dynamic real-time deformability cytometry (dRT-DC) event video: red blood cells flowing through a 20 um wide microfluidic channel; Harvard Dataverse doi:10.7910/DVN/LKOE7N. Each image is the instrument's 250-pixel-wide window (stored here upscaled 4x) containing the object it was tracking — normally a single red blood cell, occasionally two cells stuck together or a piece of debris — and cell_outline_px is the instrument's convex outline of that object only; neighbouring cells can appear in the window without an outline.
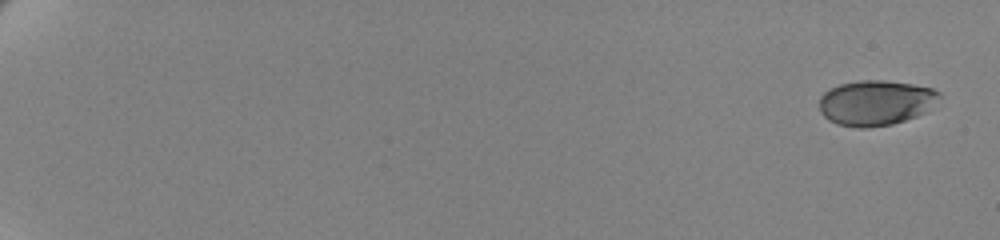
{"species": "human", "species_latin": "Homo sapiens", "temperature_condition": "cold", "stored_images_in_passage": 14, "camera_frame_rate_fps": 3000, "um_per_image_px": 0.085, "donor": {"sex": "female"}, "frame": {"image": 1, "passage_image": 1, "time_ms": 0.0, "image_size_px": [1000, 240], "cell_outline_px": [[940, 96], [924, 112], [916, 116], [892, 124], [864, 128], [860, 128], [836, 124], [828, 120], [820, 112], [820, 96], [824, 92], [840, 84], [860, 80], [884, 80], [912, 84], [932, 88], [940, 92]], "centroid_in_image_um": [74.4, 8.73], "position_along_channel_um": 10.6, "area_um2": 31.39}}
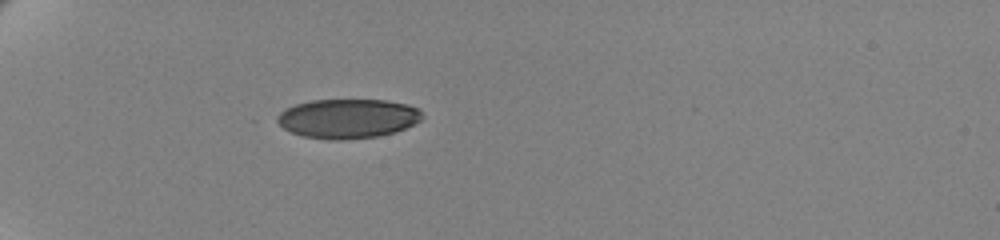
{"frame": {"image": 2, "passage_image": 12, "time_ms": 3.667, "image_size_px": [1000, 240], "cell_outline_px": [[424, 116], [420, 120], [396, 132], [376, 136], [344, 140], [336, 140], [304, 136], [292, 132], [284, 128], [272, 120], [284, 108], [296, 104], [312, 100], [384, 100], [408, 104], [420, 108]], "centroid_in_image_um": [29.54, 10.06], "position_along_channel_um": 55.5, "area_um2": 33.41}}